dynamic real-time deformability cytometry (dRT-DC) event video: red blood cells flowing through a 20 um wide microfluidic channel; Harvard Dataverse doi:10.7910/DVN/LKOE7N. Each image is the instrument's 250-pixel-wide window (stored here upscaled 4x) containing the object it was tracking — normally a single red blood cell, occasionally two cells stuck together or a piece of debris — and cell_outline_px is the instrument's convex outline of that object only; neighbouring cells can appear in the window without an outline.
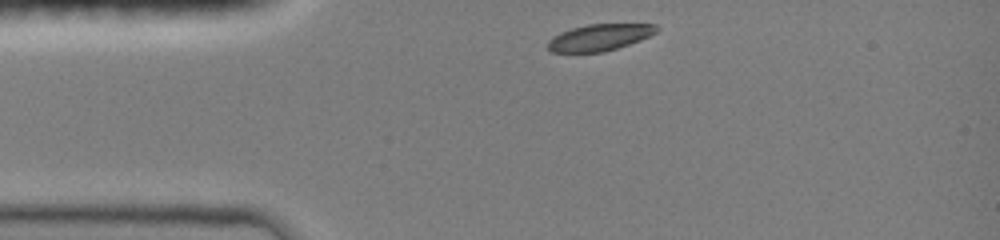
{"species": "common noctule bat (a hibernating species)", "species_latin": "Nyctalus noctula", "temperature_condition": "room temperature", "stored_images_in_passage": 33, "camera_frame_rate_fps": 3000, "um_per_image_px": 0.085, "animal": {"sex": "female", "body_mass_g": 19.0, "forearm_length_mm": 51.5}, "frame": {"image": 1, "passage_image": 1, "time_ms": 0.0, "image_size_px": [1000, 240], "cell_outline_px": [[660, 28], [656, 32], [640, 40], [604, 52], [552, 52], [548, 48], [548, 40], [552, 36], [560, 32], [572, 28], [588, 24], [656, 24]], "centroid_in_image_um": [50.94, 3.17], "position_along_channel_um": 34.1, "area_um2": 16.76}}
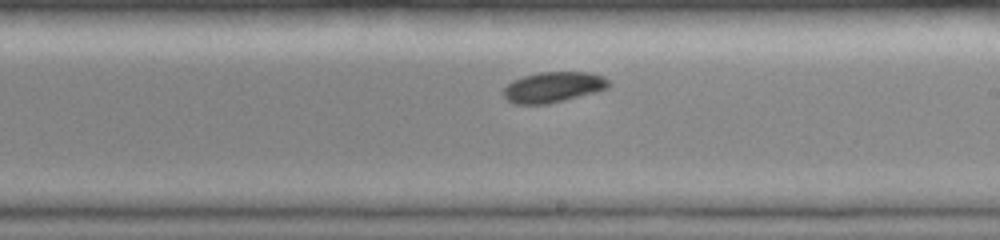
{"frame": {"image": 2, "passage_image": 19, "time_ms": 6.0, "image_size_px": [1000, 240], "cell_outline_px": [[608, 88], [548, 104], [516, 104], [508, 100], [504, 96], [504, 88], [512, 80], [524, 76], [540, 72], [592, 72], [604, 76], [608, 80]], "centroid_in_image_um": [47.01, 7.39], "position_along_channel_um": 242.0, "area_um2": 18.5}}
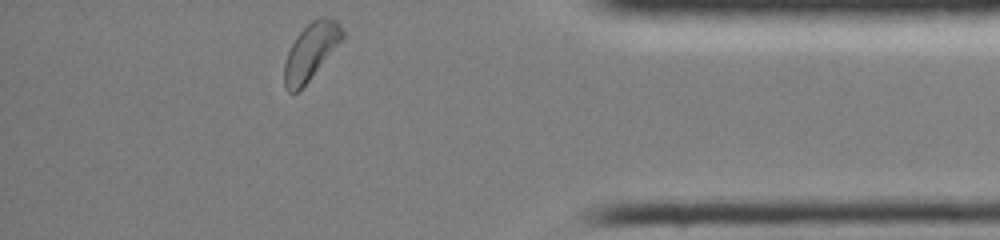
{"frame": {"image": 3, "passage_image": 33, "time_ms": 10.667, "image_size_px": [1000, 240], "cell_outline_px": [[344, 36], [308, 80], [296, 92], [288, 92], [284, 84], [284, 64], [288, 52], [296, 36], [312, 20], [320, 16], [328, 16], [336, 20], [340, 24], [344, 32]], "centroid_in_image_um": [26.41, 4.32], "position_along_channel_um": 408.8, "area_um2": 18.5}, "authors_computed_cell_mechanics": {"area_um2": 18.7272, "velocity_mm_per_s": 3.9762, "shape_relaxation_time_tau1_ms": 1.6109, "shape_relaxation_time_tau2_ms": null, "deformation_change_tau1": 0.0641, "deformation_change_tau2": null}}